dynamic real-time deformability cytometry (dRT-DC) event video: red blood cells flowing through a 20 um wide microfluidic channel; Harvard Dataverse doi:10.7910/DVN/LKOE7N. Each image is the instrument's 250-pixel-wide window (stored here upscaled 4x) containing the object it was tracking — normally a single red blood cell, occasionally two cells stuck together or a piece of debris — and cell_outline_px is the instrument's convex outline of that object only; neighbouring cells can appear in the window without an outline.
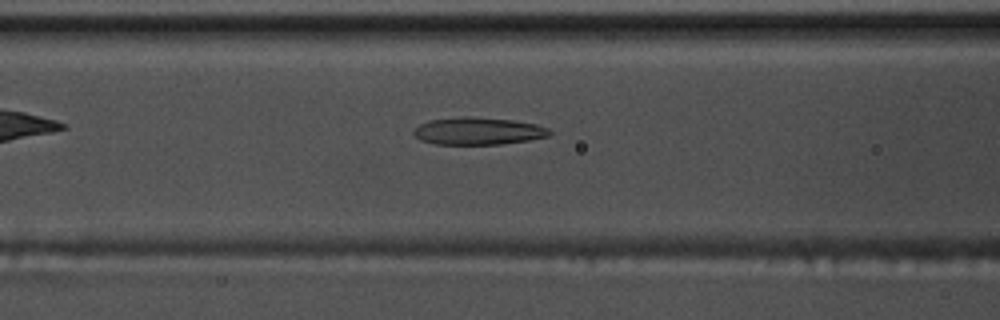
{"species": "common noctule bat (a hibernating species)", "species_latin": "Nyctalus noctula", "temperature_condition": "warm", "stored_images_in_passage": 40, "camera_frame_rate_fps": 3000, "um_per_image_px": 0.085, "animal": {"sex": "male", "body_mass_g": 17.5, "forearm_length_mm": 52.3}, "frame": {"image": 1, "passage_image": 8, "time_ms": 2.333, "image_size_px": [1000, 320], "cell_outline_px": [[552, 132], [548, 136], [528, 140], [500, 144], [436, 144], [420, 140], [412, 132], [420, 124], [428, 120], [460, 116], [468, 116], [512, 120], [536, 124], [548, 128]], "centroid_in_image_um": [40.62, 11.13], "position_along_channel_um": 126.0, "area_um2": 21.62}}
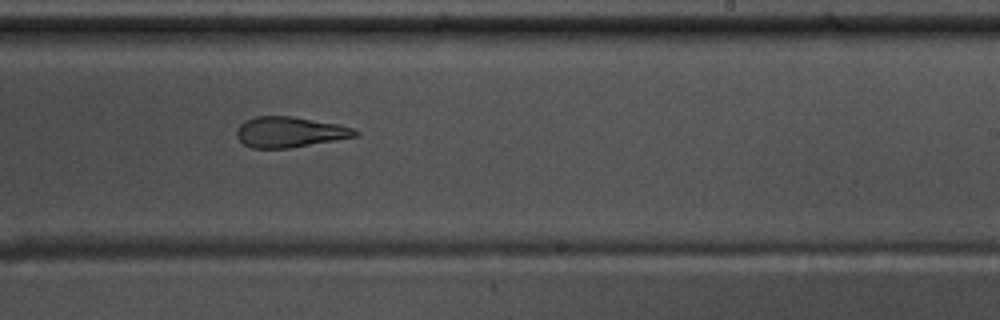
{"frame": {"image": 2, "passage_image": 19, "time_ms": 6.0, "image_size_px": [1000, 320], "cell_outline_px": [[360, 132], [356, 136], [288, 148], [252, 148], [244, 144], [236, 136], [236, 128], [244, 120], [256, 116], [292, 116], [340, 124], [352, 128]], "centroid_in_image_um": [24.58, 11.21], "position_along_channel_um": 264.4, "area_um2": 21.04}}
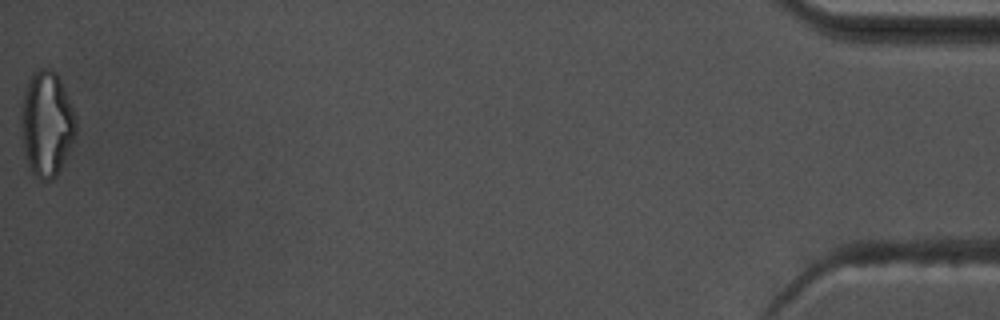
{"frame": {"image": 3, "passage_image": 40, "time_ms": 13.0, "image_size_px": [1000, 320], "cell_outline_px": [[76, 136], [56, 176], [52, 180], [40, 180], [28, 168], [24, 156], [20, 120], [20, 108], [28, 80], [40, 68], [48, 68], [56, 72], [60, 80], [76, 116]], "centroid_in_image_um": [3.95, 10.55], "position_along_channel_um": 431.3, "area_um2": 33.7}, "authors_computed_cell_mechanics": {"area_um2": 22.0796, "velocity_mm_per_s": 3.7846, "shape_relaxation_time_tau1_ms": 6.5208, "shape_relaxation_time_tau2_ms": 2.403, "deformation_change_tau1": 0.2145, "deformation_change_tau2": 0.1306}}